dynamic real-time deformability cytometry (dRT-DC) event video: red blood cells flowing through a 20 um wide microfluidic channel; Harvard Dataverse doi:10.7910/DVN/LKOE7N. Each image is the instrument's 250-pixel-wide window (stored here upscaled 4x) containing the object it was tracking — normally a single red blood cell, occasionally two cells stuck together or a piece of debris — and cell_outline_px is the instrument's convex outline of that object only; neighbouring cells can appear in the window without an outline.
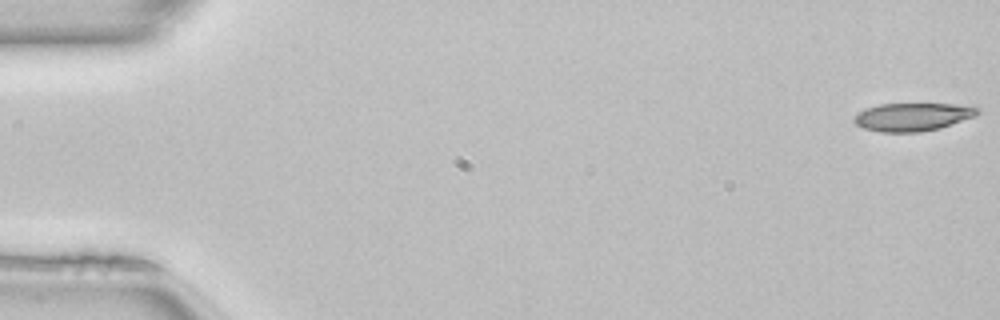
{"species": "common noctule bat (a hibernating species)", "species_latin": "Nyctalus noctula", "temperature_condition": "room temperature", "stored_images_in_passage": 50, "camera_frame_rate_fps": 3000, "um_per_image_px": 0.085, "animal": {"sex": "female", "body_mass_g": 22.7, "forearm_length_mm": 54.2}, "frame": {"image": 1, "passage_image": 1, "time_ms": 0.0, "image_size_px": [1000, 320], "cell_outline_px": [[980, 112], [976, 116], [940, 128], [920, 132], [880, 132], [864, 128], [856, 124], [852, 120], [852, 116], [868, 108], [880, 104], [976, 104], [980, 108]], "centroid_in_image_um": [77.65, 9.92], "position_along_channel_um": 7.4, "area_um2": 20.46}}
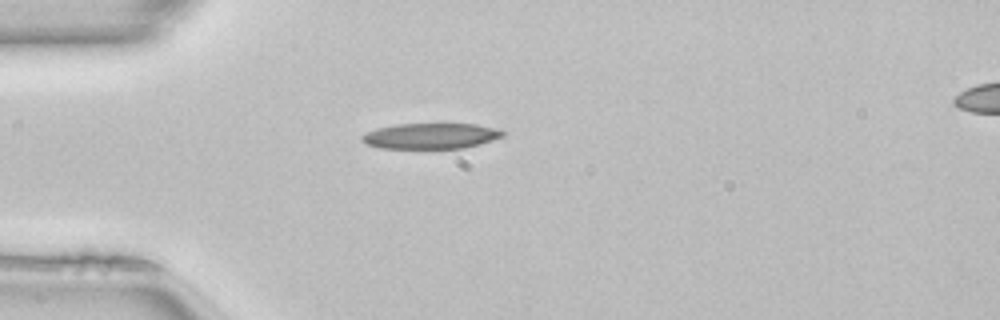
{"frame": {"image": 2, "passage_image": 14, "time_ms": 4.333, "image_size_px": [1000, 320], "cell_outline_px": [[504, 136], [480, 144], [464, 148], [380, 148], [368, 144], [360, 140], [360, 136], [376, 128], [396, 124], [476, 124], [492, 128], [504, 132]], "centroid_in_image_um": [36.58, 11.56], "position_along_channel_um": 48.4, "area_um2": 20.87}}
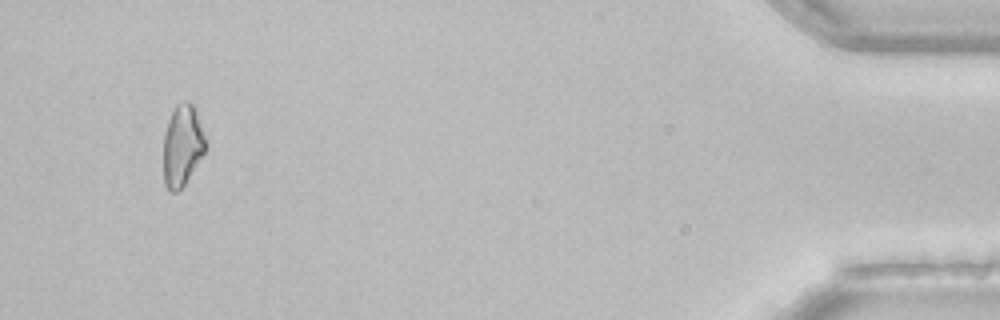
{"frame": {"image": 3, "passage_image": 48, "time_ms": 15.667, "image_size_px": [1000, 320], "cell_outline_px": [[204, 152], [184, 184], [176, 192], [172, 192], [164, 184], [164, 132], [168, 120], [176, 104], [184, 100], [188, 100], [196, 108], [204, 136]], "centroid_in_image_um": [15.47, 12.31], "position_along_channel_um": 419.7, "area_um2": 19.59}}